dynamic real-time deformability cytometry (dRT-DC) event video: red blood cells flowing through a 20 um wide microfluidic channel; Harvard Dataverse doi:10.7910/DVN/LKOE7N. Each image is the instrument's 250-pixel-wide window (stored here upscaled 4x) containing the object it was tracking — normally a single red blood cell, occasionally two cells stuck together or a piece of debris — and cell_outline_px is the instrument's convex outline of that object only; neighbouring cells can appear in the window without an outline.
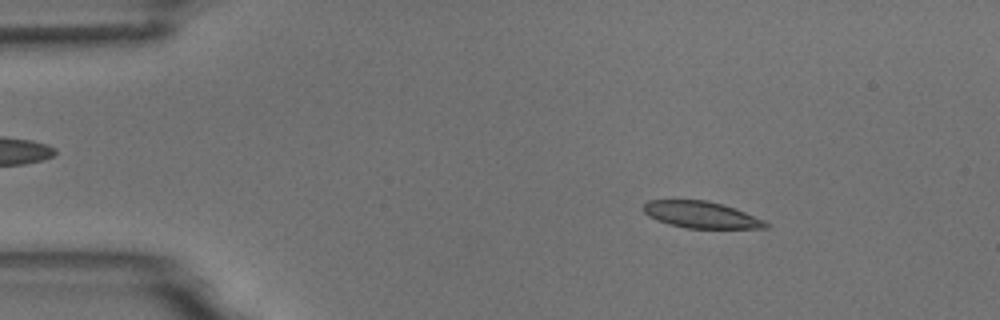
{"species": "common noctule bat (a hibernating species)", "species_latin": "Nyctalus noctula", "temperature_condition": "room temperature", "stored_images_in_passage": 4, "camera_frame_rate_fps": 3000, "um_per_image_px": 0.085, "animal": {"sex": "male", "body_mass_g": 18.8}, "frame": {"image": 1, "passage_image": 2, "time_ms": 1.333, "image_size_px": [1000, 320], "cell_outline_px": [[768, 228], [688, 228], [668, 224], [656, 220], [648, 216], [644, 212], [644, 204], [648, 200], [704, 200], [720, 204], [744, 212], [764, 220], [768, 224]], "centroid_in_image_um": [59.55, 18.26], "position_along_channel_um": 25.4, "area_um2": 18.67}}